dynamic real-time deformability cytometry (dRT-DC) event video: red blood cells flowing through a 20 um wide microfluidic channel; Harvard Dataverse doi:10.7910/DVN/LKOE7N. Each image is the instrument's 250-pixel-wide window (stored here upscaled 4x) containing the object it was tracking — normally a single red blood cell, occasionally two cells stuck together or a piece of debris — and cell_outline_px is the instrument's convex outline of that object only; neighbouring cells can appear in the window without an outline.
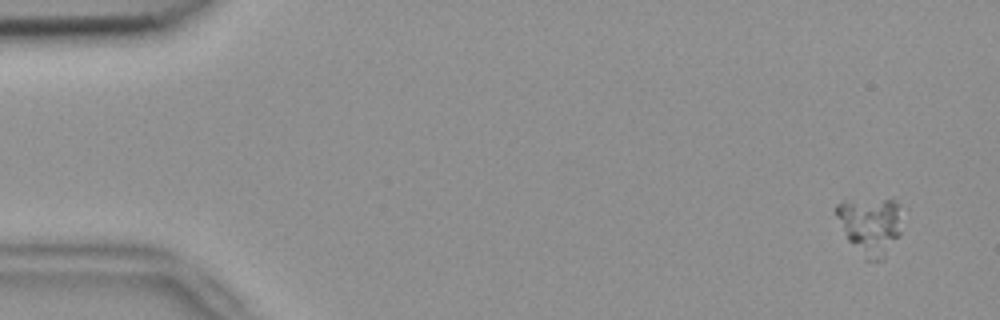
{"species": "common noctule bat (a hibernating species)", "species_latin": "Nyctalus noctula", "temperature_condition": "room temperature", "stored_images_in_passage": 56, "camera_frame_rate_fps": 3000, "um_per_image_px": 0.085, "animal": {"sex": "female", "body_mass_g": 18.4}, "frame": {"image": 1, "passage_image": 4, "time_ms": 1.0, "image_size_px": [1000, 320], "cell_outline_px": [[908, 208], [900, 232], [896, 236], [884, 240], [856, 244], [848, 240], [836, 216], [836, 204], [844, 200], [892, 200]], "centroid_in_image_um": [73.99, 18.66], "position_along_channel_um": 11.0, "area_um2": 18.21}}
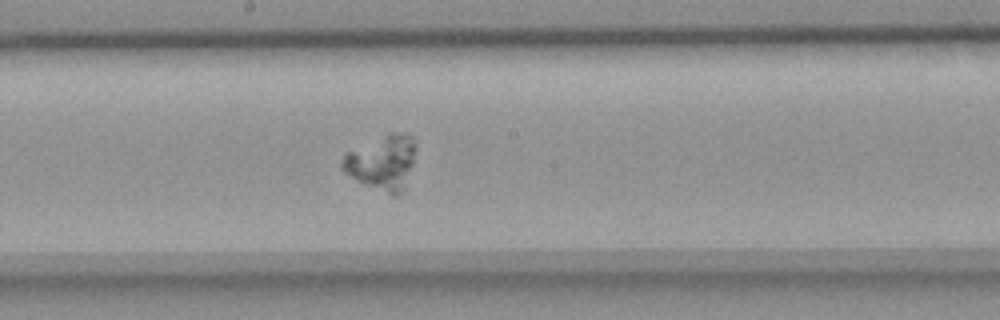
{"frame": {"image": 2, "passage_image": 31, "time_ms": 10.0, "image_size_px": [1000, 320], "cell_outline_px": [[416, 148], [412, 164], [404, 188], [396, 196], [392, 196], [364, 184], [344, 172], [340, 168], [340, 160], [348, 152], [392, 132], [408, 132], [412, 136], [416, 144]], "centroid_in_image_um": [32.5, 13.81], "position_along_channel_um": 215.7, "area_um2": 23.18}}
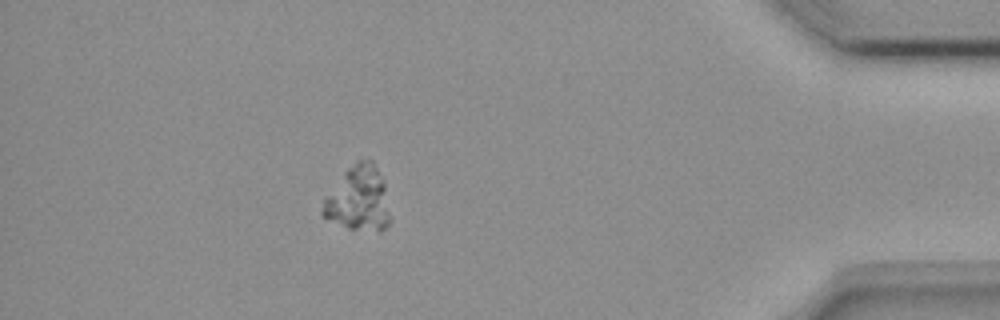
{"frame": {"image": 3, "passage_image": 50, "time_ms": 16.333, "image_size_px": [1000, 320], "cell_outline_px": [[388, 224], [380, 232], [348, 228], [324, 216], [320, 212], [324, 200], [344, 172], [356, 160], [372, 160], [384, 180], [388, 216]], "centroid_in_image_um": [30.47, 16.89], "position_along_channel_um": 404.7, "area_um2": 24.85}}